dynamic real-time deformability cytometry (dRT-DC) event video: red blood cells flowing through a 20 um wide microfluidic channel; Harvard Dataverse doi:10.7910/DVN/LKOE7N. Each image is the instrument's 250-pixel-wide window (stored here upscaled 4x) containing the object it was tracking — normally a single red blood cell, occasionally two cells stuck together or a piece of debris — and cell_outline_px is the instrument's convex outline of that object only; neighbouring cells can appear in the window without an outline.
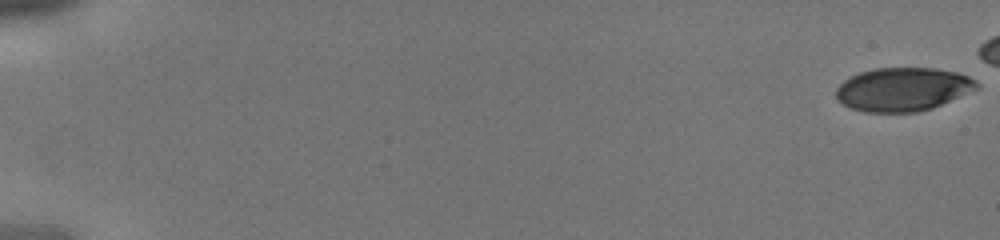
{"species": "human", "species_latin": "Homo sapiens", "temperature_condition": "cold", "stored_images_in_passage": 40, "camera_frame_rate_fps": 3000, "um_per_image_px": 0.085, "donor": {"sex": "male"}, "frame": {"image": 1, "passage_image": 1, "time_ms": 0.0, "image_size_px": [1000, 240], "cell_outline_px": [[980, 88], [932, 108], [916, 112], [864, 112], [852, 108], [844, 104], [836, 96], [836, 88], [844, 80], [860, 72], [876, 68], [936, 68], [956, 72], [968, 76], [976, 80], [980, 84]], "centroid_in_image_um": [76.78, 7.58], "position_along_channel_um": 8.2, "area_um2": 35.6}}
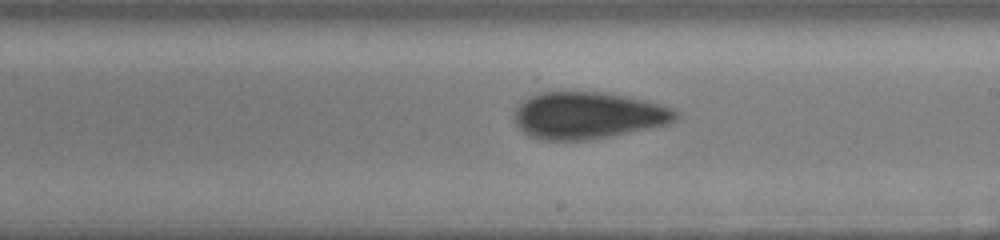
{"frame": {"image": 2, "passage_image": 27, "time_ms": 8.667, "image_size_px": [1000, 240], "cell_outline_px": [[680, 116], [676, 120], [664, 124], [612, 136], [588, 140], [540, 140], [528, 136], [516, 124], [516, 108], [528, 96], [540, 92], [600, 92], [628, 96], [644, 100], [672, 108], [680, 112]], "centroid_in_image_um": [49.97, 9.81], "position_along_channel_um": 239.0, "area_um2": 43.93}}
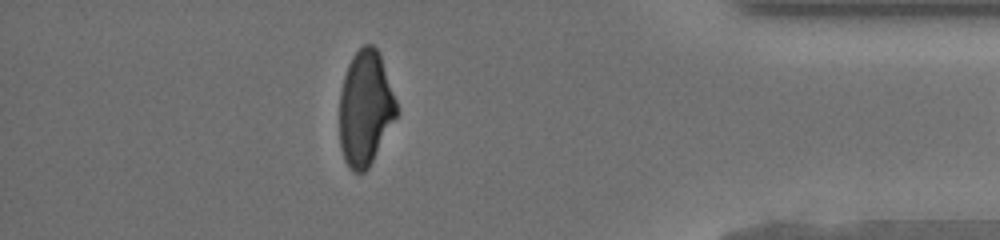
{"frame": {"image": 3, "passage_image": 39, "time_ms": 12.667, "image_size_px": [1000, 240], "cell_outline_px": [[396, 116], [368, 168], [364, 172], [352, 172], [344, 160], [340, 148], [340, 92], [344, 76], [348, 64], [352, 56], [364, 44], [372, 44], [380, 52], [396, 100]], "centroid_in_image_um": [31.03, 9.18], "position_along_channel_um": 404.2, "area_um2": 37.97}}